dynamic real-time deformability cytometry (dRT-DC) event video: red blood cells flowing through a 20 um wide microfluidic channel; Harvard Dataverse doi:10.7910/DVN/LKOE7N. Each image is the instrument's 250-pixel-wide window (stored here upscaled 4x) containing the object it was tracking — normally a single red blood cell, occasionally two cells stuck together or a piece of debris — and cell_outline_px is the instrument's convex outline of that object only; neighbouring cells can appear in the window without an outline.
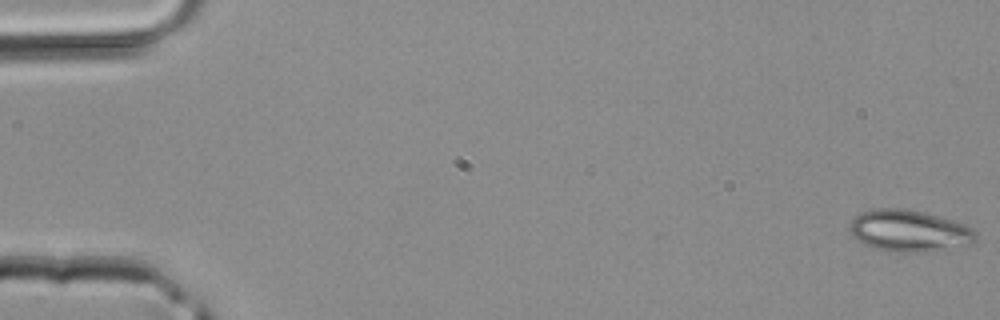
{"species": "common noctule bat (a hibernating species)", "species_latin": "Nyctalus noctula", "temperature_condition": "room temperature", "stored_images_in_passage": 40, "camera_frame_rate_fps": 3000, "um_per_image_px": 0.085, "animal": {"sex": "male", "body_mass_g": 20.4}, "frame": {"image": 1, "passage_image": 1, "time_ms": 0.0, "image_size_px": [1000, 320], "cell_outline_px": [[976, 244], [928, 252], [892, 252], [876, 248], [864, 244], [852, 236], [848, 232], [848, 224], [856, 216], [872, 208], [904, 208], [924, 212], [952, 220], [964, 224], [972, 228], [976, 232]], "centroid_in_image_um": [77.29, 19.63], "position_along_channel_um": 7.7, "area_um2": 31.04}}
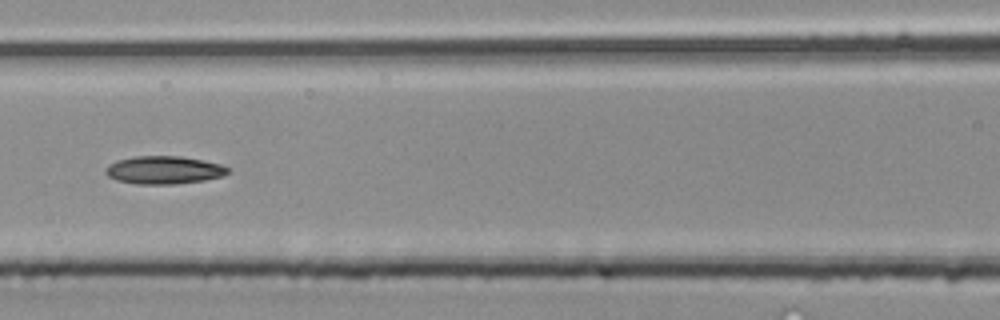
{"frame": {"image": 2, "passage_image": 21, "time_ms": 6.667, "image_size_px": [1000, 320], "cell_outline_px": [[228, 172], [220, 176], [204, 180], [172, 184], [136, 184], [116, 180], [108, 176], [104, 172], [104, 168], [108, 164], [116, 160], [136, 156], [180, 156], [220, 164], [228, 168]], "centroid_in_image_um": [13.84, 14.45], "position_along_channel_um": 152.8, "area_um2": 19.77}}
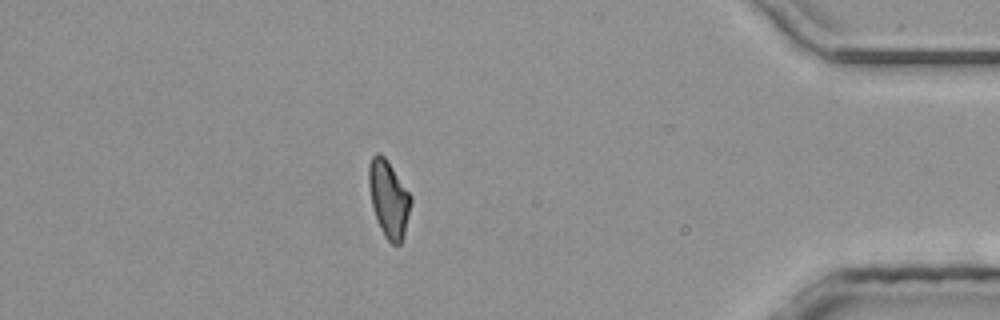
{"frame": {"image": 3, "passage_image": 40, "time_ms": 13.0, "image_size_px": [1000, 320], "cell_outline_px": [[412, 200], [404, 232], [400, 244], [392, 244], [384, 236], [376, 220], [372, 208], [368, 184], [368, 164], [372, 156], [376, 152], [380, 152], [384, 156], [412, 196]], "centroid_in_image_um": [33.01, 16.87], "position_along_channel_um": 402.2, "area_um2": 18.84}}